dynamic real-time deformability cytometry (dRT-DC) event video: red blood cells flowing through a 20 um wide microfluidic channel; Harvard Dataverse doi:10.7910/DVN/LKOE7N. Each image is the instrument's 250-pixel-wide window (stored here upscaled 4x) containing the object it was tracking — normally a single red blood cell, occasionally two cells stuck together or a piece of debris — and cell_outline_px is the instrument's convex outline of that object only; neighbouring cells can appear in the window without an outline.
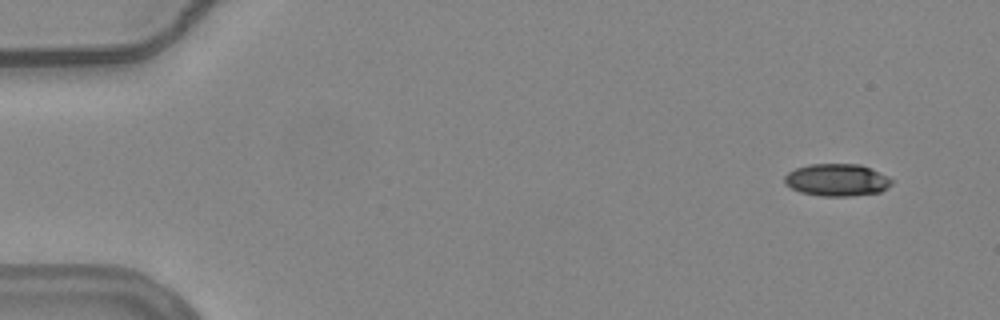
{"species": "common noctule bat (a hibernating species)", "species_latin": "Nyctalus noctula", "temperature_condition": "warm", "stored_images_in_passage": 8, "camera_frame_rate_fps": 3000, "um_per_image_px": 0.085, "animal": {"sex": "female", "body_mass_g": 24.6, "forearm_length_mm": 56.2}, "frame": {"image": 1, "passage_image": 1, "time_ms": 0.0, "image_size_px": [1000, 320], "cell_outline_px": [[892, 184], [880, 192], [852, 196], [820, 196], [800, 192], [784, 184], [784, 176], [788, 172], [796, 168], [808, 164], [860, 164], [888, 176], [892, 180]], "centroid_in_image_um": [71.12, 15.3], "position_along_channel_um": 13.9, "area_um2": 20.23}}